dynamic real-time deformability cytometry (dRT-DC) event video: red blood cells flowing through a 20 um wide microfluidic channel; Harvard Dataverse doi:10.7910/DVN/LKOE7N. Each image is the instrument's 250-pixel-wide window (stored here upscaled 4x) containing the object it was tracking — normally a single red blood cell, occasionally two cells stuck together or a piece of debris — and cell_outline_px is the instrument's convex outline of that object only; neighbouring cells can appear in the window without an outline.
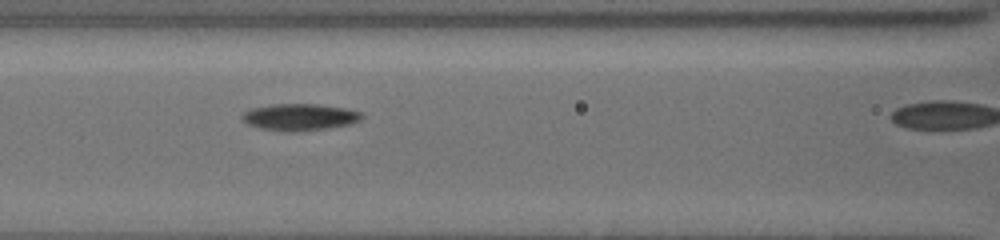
{"species": "common noctule bat (a hibernating species)", "species_latin": "Nyctalus noctula", "temperature_condition": "cold", "stored_images_in_passage": 44, "camera_frame_rate_fps": 3000, "um_per_image_px": 0.085, "animal": {"sex": "female", "body_mass_g": 19.5, "forearm_length_mm": 54.1}, "frame": {"image": 1, "passage_image": 24, "time_ms": 7.667, "image_size_px": [1000, 240], "cell_outline_px": [[364, 116], [360, 120], [348, 124], [324, 128], [264, 128], [248, 124], [240, 116], [244, 112], [252, 108], [272, 104], [320, 104], [344, 108], [360, 112]], "centroid_in_image_um": [25.5, 9.88], "position_along_channel_um": 141.1, "area_um2": 17.4}}
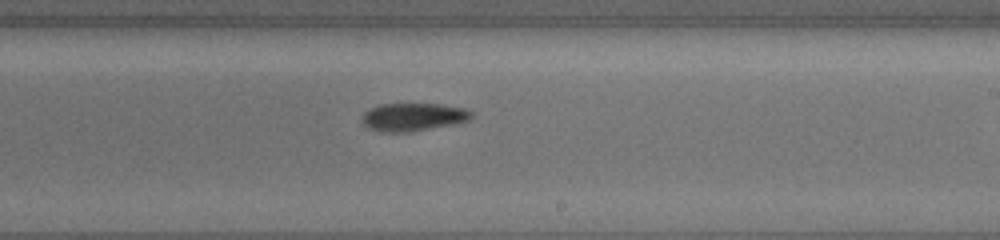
{"frame": {"image": 2, "passage_image": 33, "time_ms": 10.667, "image_size_px": [1000, 240], "cell_outline_px": [[472, 116], [468, 120], [452, 124], [408, 132], [384, 132], [368, 128], [364, 124], [364, 112], [380, 104], [440, 104], [464, 108], [472, 112]], "centroid_in_image_um": [35.12, 9.94], "position_along_channel_um": 253.9, "area_um2": 17.46}}
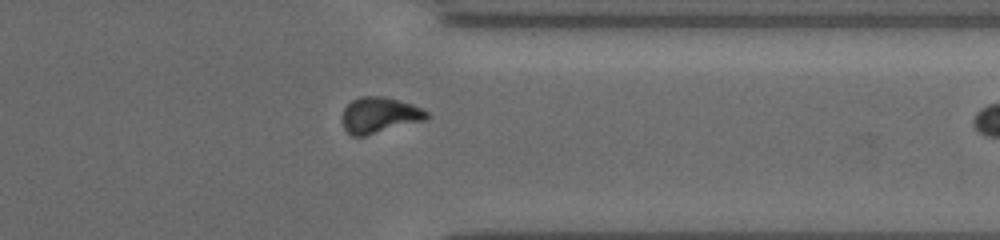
{"frame": {"image": 3, "passage_image": 43, "time_ms": 14.0, "image_size_px": [1000, 240], "cell_outline_px": [[428, 120], [364, 136], [352, 136], [344, 128], [344, 108], [352, 100], [360, 96], [388, 96], [412, 104], [428, 112]], "centroid_in_image_um": [32.3, 9.77], "position_along_channel_um": 379.1, "area_um2": 17.69}}